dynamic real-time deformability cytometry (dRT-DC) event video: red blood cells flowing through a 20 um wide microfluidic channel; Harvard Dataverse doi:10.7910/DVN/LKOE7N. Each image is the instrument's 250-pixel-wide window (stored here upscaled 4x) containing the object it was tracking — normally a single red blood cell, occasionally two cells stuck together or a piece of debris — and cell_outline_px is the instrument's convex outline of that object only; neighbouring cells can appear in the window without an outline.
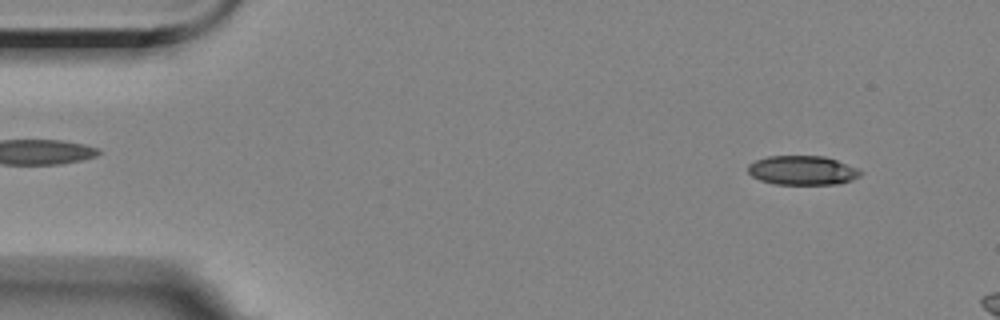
{"species": "Egyptian fruit bat (a non-hibernating species)", "species_latin": "Rousettus aegyptiacus", "temperature_condition": "room temperature", "stored_images_in_passage": 3, "camera_frame_rate_fps": 3000, "um_per_image_px": 0.085, "animal": {"sex": "female"}, "frame": {"image": 1, "passage_image": 1, "time_ms": 0.0, "image_size_px": [1000, 320], "cell_outline_px": [[864, 172], [860, 176], [852, 180], [836, 184], [776, 184], [760, 180], [752, 176], [748, 172], [748, 164], [756, 160], [768, 156], [824, 156], [836, 160], [856, 168]], "centroid_in_image_um": [68.2, 14.48], "position_along_channel_um": 16.8, "area_um2": 19.07}}